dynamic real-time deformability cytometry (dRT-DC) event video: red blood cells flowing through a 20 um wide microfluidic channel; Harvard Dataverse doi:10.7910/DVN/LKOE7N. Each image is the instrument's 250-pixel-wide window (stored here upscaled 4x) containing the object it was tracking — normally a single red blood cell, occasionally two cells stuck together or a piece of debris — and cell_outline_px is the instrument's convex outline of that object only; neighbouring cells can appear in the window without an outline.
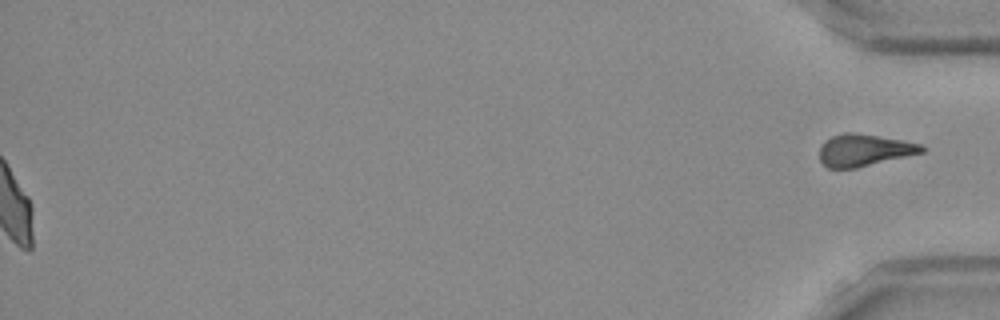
{"species": "Egyptian fruit bat (a non-hibernating species)", "species_latin": "Rousettus aegyptiacus", "temperature_condition": "room temperature", "stored_images_in_passage": 38, "segment_of_instrument_passage": [2, 2], "camera_frame_rate_fps": 3000, "um_per_image_px": 0.085, "frame": {"image": 1, "passage_image": 38, "time_ms": 12.333, "image_size_px": [1000, 320], "cell_outline_px": [[928, 148], [924, 152], [856, 168], [828, 168], [820, 160], [820, 148], [824, 140], [832, 136], [844, 132], [852, 132], [900, 140], [920, 144]], "centroid_in_image_um": [73.44, 12.76], "position_along_channel_um": 361.8, "area_um2": 18.9}}